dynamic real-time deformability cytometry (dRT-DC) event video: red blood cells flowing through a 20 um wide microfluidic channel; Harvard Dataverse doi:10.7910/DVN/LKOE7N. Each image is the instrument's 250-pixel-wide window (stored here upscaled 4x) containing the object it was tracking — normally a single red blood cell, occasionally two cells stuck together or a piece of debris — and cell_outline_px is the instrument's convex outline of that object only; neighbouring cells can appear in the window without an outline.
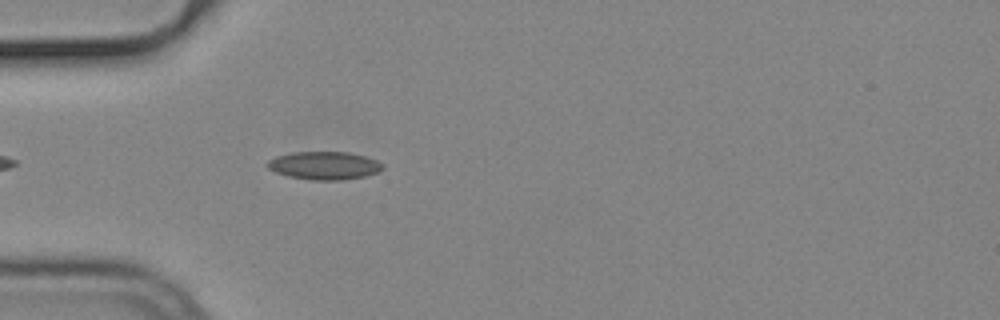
{"species": "common noctule bat (a hibernating species)", "species_latin": "Nyctalus noctula", "temperature_condition": "cold", "stored_images_in_passage": 9, "camera_frame_rate_fps": 3000, "um_per_image_px": 0.085, "animal": {"sex": "male", "body_mass_g": 19.2, "forearm_length_mm": 51.8}, "frame": {"image": 1, "passage_image": 3, "time_ms": 0.667, "image_size_px": [1000, 320], "cell_outline_px": [[384, 168], [376, 172], [364, 176], [340, 180], [312, 180], [288, 176], [276, 172], [268, 168], [264, 164], [268, 160], [276, 156], [292, 152], [348, 152], [364, 156], [376, 160], [384, 164]], "centroid_in_image_um": [27.53, 14.06], "position_along_channel_um": 57.5, "area_um2": 18.79}}